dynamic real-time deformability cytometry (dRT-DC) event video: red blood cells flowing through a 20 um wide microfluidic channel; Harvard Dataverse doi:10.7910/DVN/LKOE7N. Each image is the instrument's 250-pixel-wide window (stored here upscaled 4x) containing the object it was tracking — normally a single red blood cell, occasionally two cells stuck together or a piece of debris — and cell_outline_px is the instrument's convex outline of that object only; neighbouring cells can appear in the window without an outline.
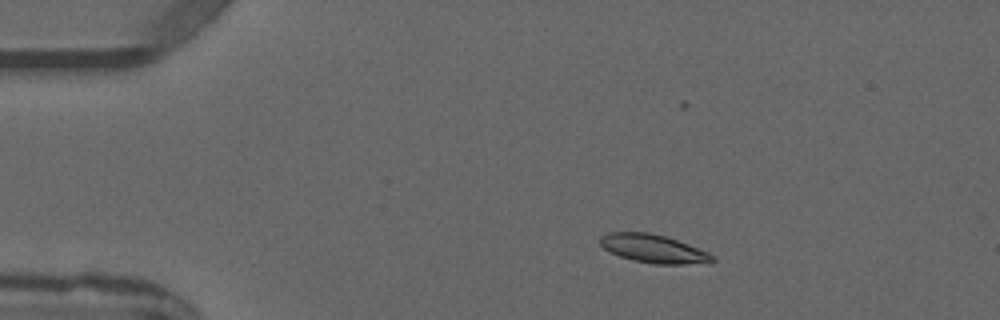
{"species": "common noctule bat (a hibernating species)", "species_latin": "Nyctalus noctula", "temperature_condition": "warm", "stored_images_in_passage": 4, "camera_frame_rate_fps": 3000, "um_per_image_px": 0.085, "animal": {"sex": "male", "forearm_length_mm": 52.5}, "frame": {"image": 1, "passage_image": 2, "time_ms": 2.333, "image_size_px": [1000, 320], "cell_outline_px": [[716, 260], [708, 264], [656, 264], [632, 260], [620, 256], [604, 248], [600, 244], [600, 236], [608, 232], [648, 232], [664, 236], [688, 244], [708, 252]], "centroid_in_image_um": [55.56, 21.14], "position_along_channel_um": 29.4, "area_um2": 18.5}}